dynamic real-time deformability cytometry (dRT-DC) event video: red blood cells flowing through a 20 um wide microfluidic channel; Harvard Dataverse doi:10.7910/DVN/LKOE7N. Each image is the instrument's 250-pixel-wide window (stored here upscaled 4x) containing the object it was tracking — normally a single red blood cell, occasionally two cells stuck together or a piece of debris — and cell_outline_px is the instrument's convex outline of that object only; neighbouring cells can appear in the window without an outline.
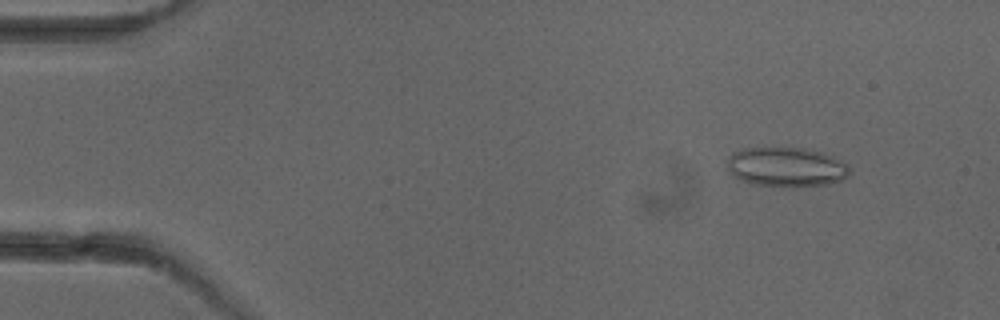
{"species": "common noctule bat (a hibernating species)", "species_latin": "Nyctalus noctula", "temperature_condition": "cold", "stored_images_in_passage": 4, "camera_frame_rate_fps": 3000, "um_per_image_px": 0.085, "animal": {"sex": "female"}, "frame": {"image": 1, "passage_image": 2, "time_ms": 1.0, "image_size_px": [1000, 320], "cell_outline_px": [[852, 172], [848, 176], [840, 180], [828, 184], [792, 188], [752, 184], [740, 180], [728, 172], [728, 160], [740, 148], [804, 148], [820, 152], [832, 156], [848, 164]], "centroid_in_image_um": [66.86, 14.22], "position_along_channel_um": 18.1, "area_um2": 28.44}}